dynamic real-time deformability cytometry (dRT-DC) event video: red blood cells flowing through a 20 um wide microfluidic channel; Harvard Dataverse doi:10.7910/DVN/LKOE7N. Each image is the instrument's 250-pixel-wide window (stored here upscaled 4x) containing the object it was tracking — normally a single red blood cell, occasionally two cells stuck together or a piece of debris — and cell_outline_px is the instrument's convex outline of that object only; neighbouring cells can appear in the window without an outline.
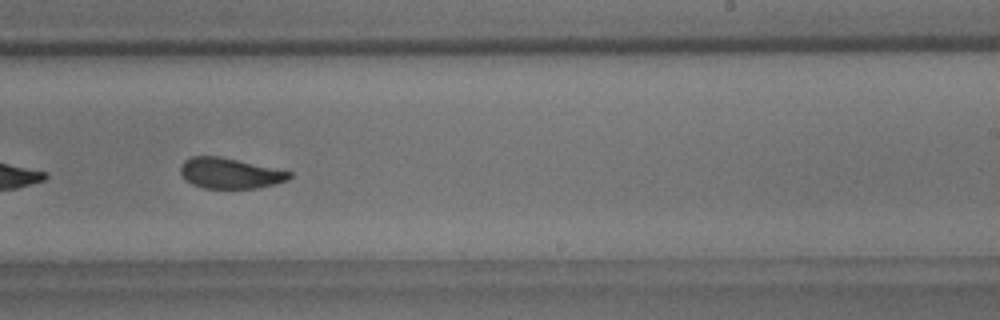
{"species": "common noctule bat (a hibernating species)", "species_latin": "Nyctalus noctula", "temperature_condition": "room temperature", "stored_images_in_passage": 56, "camera_frame_rate_fps": 3000, "um_per_image_px": 0.085, "animal": {"sex": "male", "body_mass_g": 18.8}, "frame": {"image": 1, "passage_image": 35, "time_ms": 11.333, "image_size_px": [1000, 320], "cell_outline_px": [[292, 176], [288, 180], [276, 184], [256, 188], [204, 188], [192, 184], [184, 180], [180, 172], [180, 164], [184, 160], [192, 156], [220, 156], [292, 172]], "centroid_in_image_um": [19.51, 14.72], "position_along_channel_um": 269.5, "area_um2": 19.48}, "authors_computed_cell_mechanics": {"area_um2": 20.7502, "velocity_mm_per_s": 3.6084, "shape_relaxation_time_tau1_ms": 3.9099, "shape_relaxation_time_tau2_ms": 1.694, "deformation_change_tau1": 0.1275, "deformation_change_tau2": 0.0749}}